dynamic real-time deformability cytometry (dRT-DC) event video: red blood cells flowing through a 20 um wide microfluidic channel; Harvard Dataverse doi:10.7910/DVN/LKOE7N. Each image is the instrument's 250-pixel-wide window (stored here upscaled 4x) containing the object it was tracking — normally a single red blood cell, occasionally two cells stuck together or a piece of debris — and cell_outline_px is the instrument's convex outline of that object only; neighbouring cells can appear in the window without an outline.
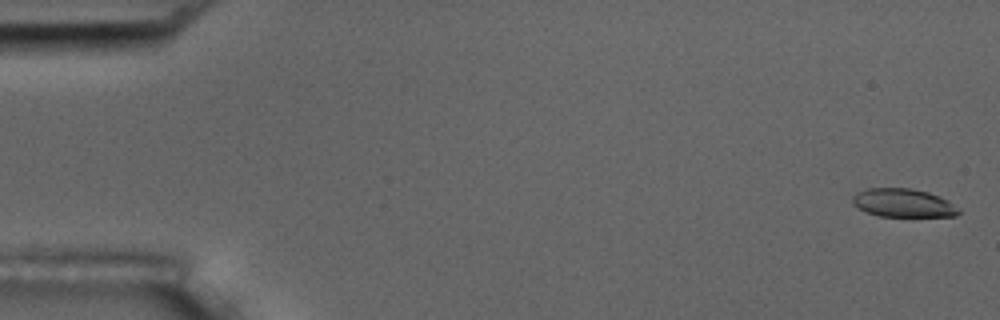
{"species": "common noctule bat (a hibernating species)", "species_latin": "Nyctalus noctula", "temperature_condition": "room temperature", "stored_images_in_passage": 8, "camera_frame_rate_fps": 3000, "um_per_image_px": 0.085, "animal": {"sex": "male", "body_mass_g": 17.5, "forearm_length_mm": 52.3}, "frame": {"image": 1, "passage_image": 1, "time_ms": 0.0, "image_size_px": [1000, 320], "cell_outline_px": [[960, 212], [956, 216], [880, 216], [868, 212], [852, 204], [852, 196], [856, 192], [868, 188], [912, 188], [928, 192], [940, 196], [948, 200], [960, 208]], "centroid_in_image_um": [76.8, 17.24], "position_along_channel_um": 8.2, "area_um2": 17.63}}
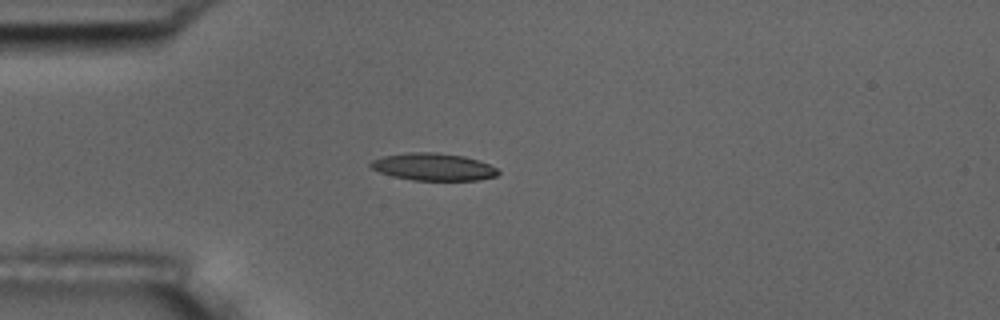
{"frame": {"image": 2, "passage_image": 5, "time_ms": 4.667, "image_size_px": [1000, 320], "cell_outline_px": [[500, 172], [496, 176], [480, 180], [412, 180], [392, 176], [380, 172], [372, 168], [368, 164], [372, 160], [384, 156], [408, 152], [436, 152], [464, 156], [480, 160], [496, 168]], "centroid_in_image_um": [36.84, 14.18], "position_along_channel_um": 48.2, "area_um2": 20.35}}